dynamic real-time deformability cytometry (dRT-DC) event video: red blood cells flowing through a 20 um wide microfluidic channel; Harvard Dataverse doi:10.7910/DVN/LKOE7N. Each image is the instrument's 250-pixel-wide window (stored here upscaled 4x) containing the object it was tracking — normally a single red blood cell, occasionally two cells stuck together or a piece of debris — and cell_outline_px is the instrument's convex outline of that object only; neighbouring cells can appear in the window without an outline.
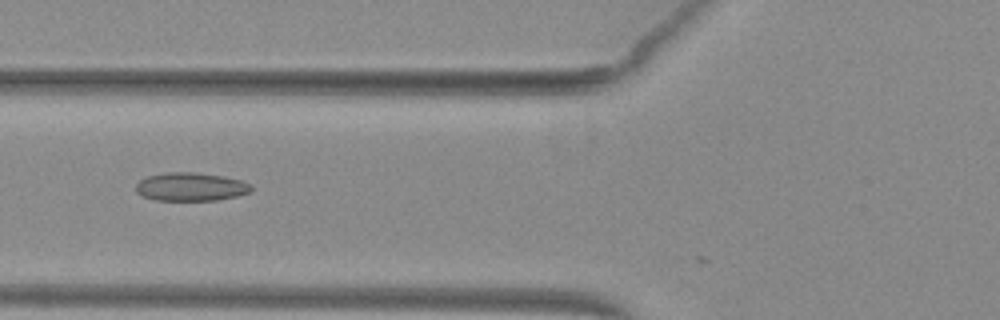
{"species": "common noctule bat (a hibernating species)", "species_latin": "Nyctalus noctula", "temperature_condition": "warm", "stored_images_in_passage": 4, "camera_frame_rate_fps": 3000, "um_per_image_px": 0.085, "animal": {"sex": "female", "body_mass_g": 29.2, "forearm_length_mm": 56.3}, "frame": {"image": 1, "passage_image": 2, "time_ms": 0.333, "image_size_px": [1000, 320], "cell_outline_px": [[252, 192], [236, 196], [216, 200], [156, 200], [144, 196], [136, 192], [136, 184], [140, 180], [148, 176], [168, 172], [196, 172], [224, 176], [240, 180], [252, 184]], "centroid_in_image_um": [16.25, 15.87], "position_along_channel_um": 109.6, "area_um2": 19.07}}